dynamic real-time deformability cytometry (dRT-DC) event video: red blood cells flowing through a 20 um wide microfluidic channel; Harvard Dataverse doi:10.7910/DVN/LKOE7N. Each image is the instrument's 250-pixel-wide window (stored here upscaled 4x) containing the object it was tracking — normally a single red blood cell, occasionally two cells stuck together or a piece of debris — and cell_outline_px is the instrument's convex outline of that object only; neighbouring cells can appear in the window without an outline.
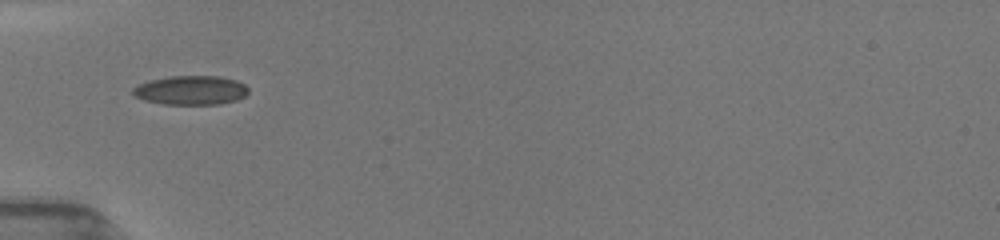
{"species": "common noctule bat (a hibernating species)", "species_latin": "Nyctalus noctula", "temperature_condition": "room temperature", "stored_images_in_passage": 57, "camera_frame_rate_fps": 3000, "um_per_image_px": 0.085, "animal": {"sex": "female", "body_mass_g": 19.5, "forearm_length_mm": 54.1}, "frame": {"image": 1, "passage_image": 1, "time_ms": 0.0, "image_size_px": [1000, 240], "cell_outline_px": [[248, 92], [244, 96], [236, 100], [220, 104], [164, 104], [144, 100], [136, 96], [132, 92], [132, 88], [140, 84], [152, 80], [168, 76], [220, 76], [236, 80], [244, 84], [248, 88]], "centroid_in_image_um": [16.24, 7.67], "position_along_channel_um": 68.8, "area_um2": 19.48}}
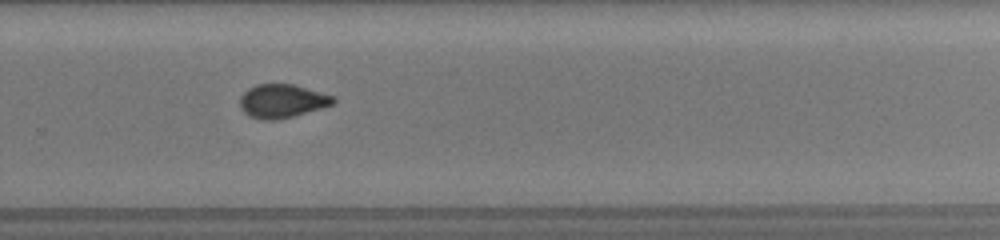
{"frame": {"image": 2, "passage_image": 30, "time_ms": 6.0, "image_size_px": [1000, 240], "cell_outline_px": [[336, 100], [332, 104], [320, 108], [292, 116], [276, 120], [264, 120], [248, 116], [240, 108], [240, 96], [248, 88], [256, 84], [292, 84], [336, 96]], "centroid_in_image_um": [23.95, 8.58], "position_along_channel_um": 305.8, "area_um2": 18.21}}
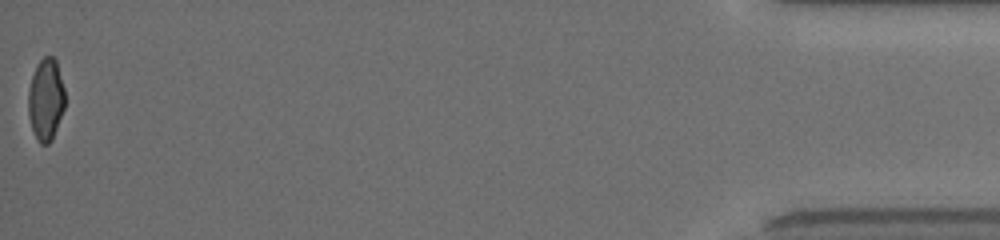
{"frame": {"image": 3, "passage_image": 56, "time_ms": 11.333, "image_size_px": [1000, 240], "cell_outline_px": [[64, 108], [52, 140], [48, 144], [40, 144], [36, 140], [28, 116], [28, 92], [32, 76], [36, 64], [44, 56], [52, 56], [56, 60], [64, 88]], "centroid_in_image_um": [3.88, 8.47], "position_along_channel_um": 431.3, "area_um2": 17.57}, "authors_computed_cell_mechanics": {"area_um2": 18.4382, "velocity_mm_per_s": 3.9786, "shape_relaxation_time_tau1_ms": 4.9794, "shape_relaxation_time_tau2_ms": 1.689, "deformation_change_tau1": 0.151, "deformation_change_tau2": 0.0591}}